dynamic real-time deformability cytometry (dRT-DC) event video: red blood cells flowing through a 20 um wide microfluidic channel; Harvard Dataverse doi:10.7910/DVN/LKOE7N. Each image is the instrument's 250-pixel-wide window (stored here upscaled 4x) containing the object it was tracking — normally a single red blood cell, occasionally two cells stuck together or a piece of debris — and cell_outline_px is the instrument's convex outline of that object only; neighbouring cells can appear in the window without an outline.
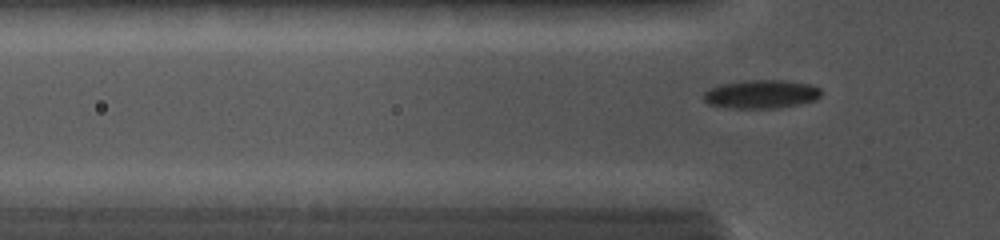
{"species": "common noctule bat (a hibernating species)", "species_latin": "Nyctalus noctula", "temperature_condition": "cold", "stored_images_in_passage": 44, "camera_frame_rate_fps": 5000, "um_per_image_px": 0.085, "animal": {"sex": "female", "body_mass_g": 19.0, "forearm_length_mm": 56.7}, "frame": {"image": 1, "passage_image": 11, "time_ms": 3.4, "image_size_px": [1000, 240], "cell_outline_px": [[820, 96], [816, 100], [776, 108], [728, 108], [708, 104], [704, 100], [704, 92], [720, 84], [744, 80], [784, 80], [812, 84], [820, 88]], "centroid_in_image_um": [64.7, 7.99], "position_along_channel_um": 61.1, "area_um2": 19.54}}
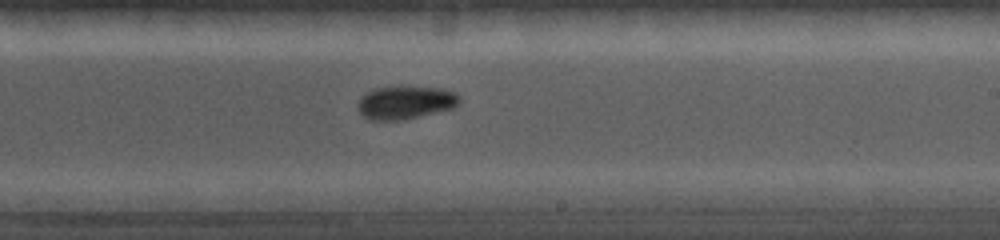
{"frame": {"image": 2, "passage_image": 23, "time_ms": 7.8, "image_size_px": [1000, 240], "cell_outline_px": [[460, 104], [452, 108], [404, 120], [372, 120], [364, 116], [360, 112], [360, 100], [368, 92], [376, 88], [400, 84], [440, 88], [452, 92], [460, 96]], "centroid_in_image_um": [34.51, 8.68], "position_along_channel_um": 254.5, "area_um2": 19.77}}
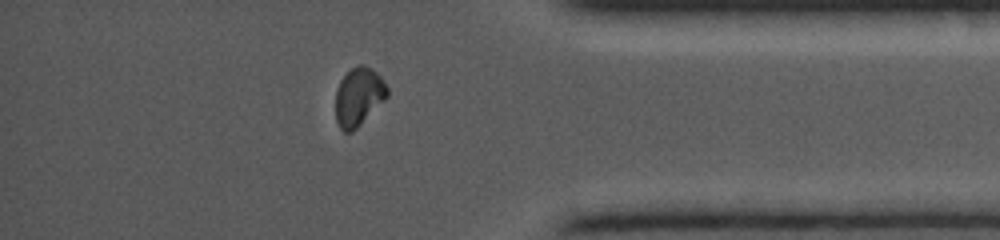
{"frame": {"image": 3, "passage_image": 34, "time_ms": 11.4, "image_size_px": [1000, 240], "cell_outline_px": [[388, 96], [352, 132], [344, 132], [340, 128], [336, 120], [336, 88], [340, 80], [352, 68], [360, 64], [364, 64], [372, 68], [380, 76], [388, 88]], "centroid_in_image_um": [30.48, 8.2], "position_along_channel_um": 404.7, "area_um2": 17.4}}